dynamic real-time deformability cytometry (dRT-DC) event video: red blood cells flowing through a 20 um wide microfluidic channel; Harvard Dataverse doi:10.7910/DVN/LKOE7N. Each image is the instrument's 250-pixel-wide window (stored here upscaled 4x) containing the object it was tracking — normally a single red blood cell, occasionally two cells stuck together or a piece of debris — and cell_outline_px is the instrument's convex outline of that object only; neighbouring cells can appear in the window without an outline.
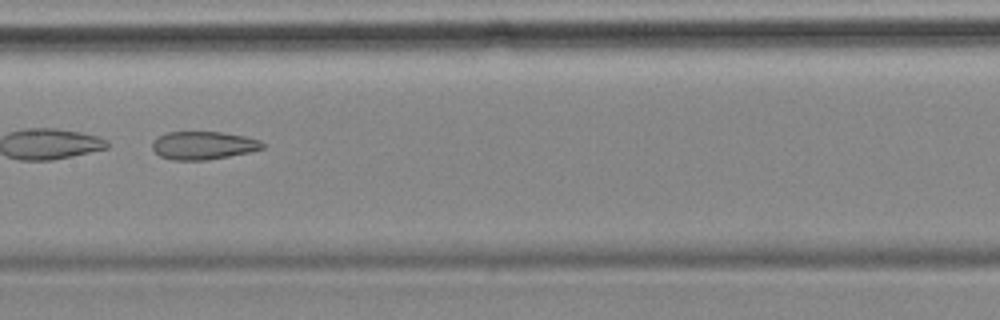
{"species": "common noctule bat (a hibernating species)", "species_latin": "Nyctalus noctula", "temperature_condition": "cold", "stored_images_in_passage": 9, "camera_frame_rate_fps": 3000, "um_per_image_px": 0.085, "animal": {"sex": "female", "body_mass_g": 18.4}, "frame": {"image": 1, "passage_image": 7, "time_ms": 8.333, "image_size_px": [1000, 320], "cell_outline_px": [[264, 148], [248, 152], [228, 156], [204, 160], [172, 160], [160, 156], [152, 148], [152, 140], [168, 132], [224, 132], [244, 136], [260, 140], [264, 144]], "centroid_in_image_um": [17.27, 12.35], "position_along_channel_um": 190.1, "area_um2": 17.92}}
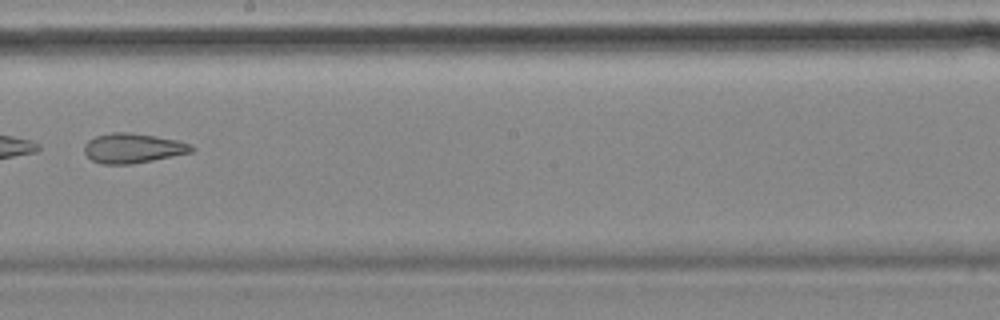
{"frame": {"image": 2, "passage_image": 8, "time_ms": 9.667, "image_size_px": [1000, 320], "cell_outline_px": [[196, 148], [192, 152], [132, 164], [100, 164], [92, 160], [84, 152], [84, 144], [88, 140], [96, 136], [112, 132], [128, 132], [156, 136], [176, 140], [192, 144]], "centroid_in_image_um": [11.29, 12.59], "position_along_channel_um": 236.9, "area_um2": 18.61}}